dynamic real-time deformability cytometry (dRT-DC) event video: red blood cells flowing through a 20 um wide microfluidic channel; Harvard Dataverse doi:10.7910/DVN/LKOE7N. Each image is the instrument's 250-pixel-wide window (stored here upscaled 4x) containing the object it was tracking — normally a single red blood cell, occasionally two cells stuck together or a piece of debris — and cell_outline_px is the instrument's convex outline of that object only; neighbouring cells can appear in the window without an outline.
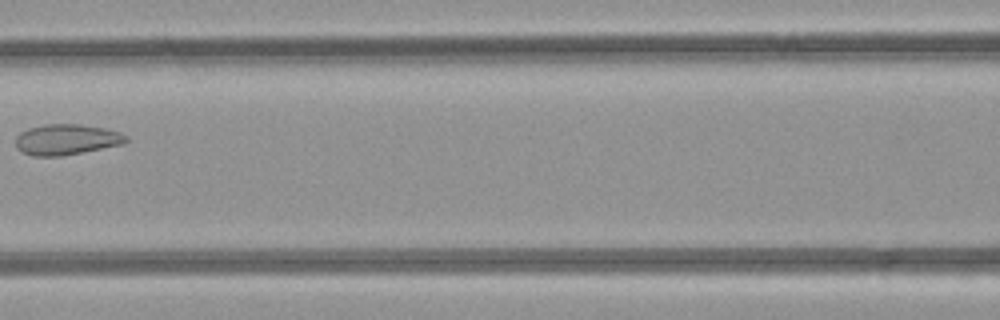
{"species": "common noctule bat (a hibernating species)", "species_latin": "Nyctalus noctula", "temperature_condition": "room temperature", "stored_images_in_passage": 3, "camera_frame_rate_fps": 3000, "um_per_image_px": 0.085, "animal": {"sex": "female", "body_mass_g": 21.9}, "frame": {"image": 1, "passage_image": 3, "time_ms": 2.333, "image_size_px": [1000, 320], "cell_outline_px": [[128, 140], [124, 144], [60, 156], [32, 156], [16, 148], [16, 136], [20, 132], [28, 128], [44, 124], [80, 124], [104, 128], [120, 132], [128, 136]], "centroid_in_image_um": [5.65, 11.85], "position_along_channel_um": 160.9, "area_um2": 19.77}}